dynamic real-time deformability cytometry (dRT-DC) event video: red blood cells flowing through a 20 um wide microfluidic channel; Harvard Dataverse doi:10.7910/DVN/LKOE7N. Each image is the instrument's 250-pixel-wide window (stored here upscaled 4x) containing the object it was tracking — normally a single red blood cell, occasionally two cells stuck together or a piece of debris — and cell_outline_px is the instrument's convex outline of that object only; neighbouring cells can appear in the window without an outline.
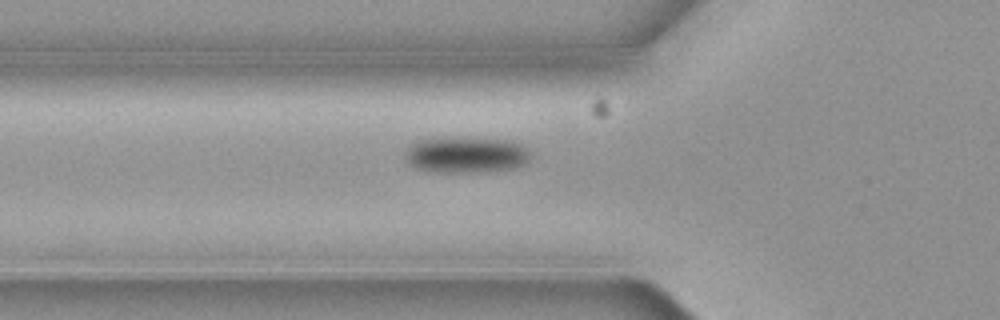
{"species": "common noctule bat (a hibernating species)", "species_latin": "Nyctalus noctula", "temperature_condition": "cold", "stored_images_in_passage": 4, "camera_frame_rate_fps": 3000, "um_per_image_px": 0.085, "animal": {"sex": "female", "body_mass_g": 19.3, "forearm_length_mm": 54.1}, "frame": {"image": 1, "passage_image": 4, "time_ms": 1.0, "image_size_px": [1000, 320], "cell_outline_px": [[532, 156], [524, 164], [516, 168], [484, 172], [428, 172], [416, 168], [408, 164], [404, 156], [404, 152], [412, 144], [420, 140], [452, 136], [508, 140], [520, 144], [528, 148]], "centroid_in_image_um": [39.61, 13.16], "position_along_channel_um": 86.2, "area_um2": 27.05}}